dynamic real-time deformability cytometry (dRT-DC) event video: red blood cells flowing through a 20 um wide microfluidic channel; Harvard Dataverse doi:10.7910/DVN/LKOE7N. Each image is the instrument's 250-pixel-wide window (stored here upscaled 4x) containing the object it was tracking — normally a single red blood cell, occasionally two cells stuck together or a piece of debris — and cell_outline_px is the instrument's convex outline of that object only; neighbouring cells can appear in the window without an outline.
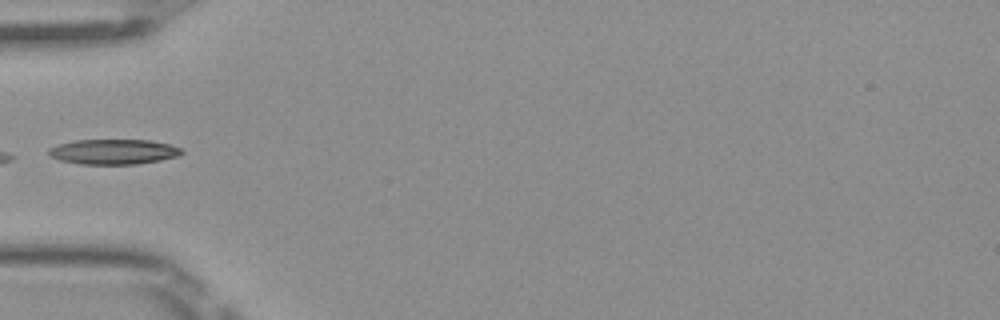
{"species": "Egyptian fruit bat (a non-hibernating species)", "species_latin": "Rousettus aegyptiacus", "temperature_condition": "room temperature", "stored_images_in_passage": 26, "camera_frame_rate_fps": 3000, "um_per_image_px": 0.085, "frame": {"image": 1, "passage_image": 1, "time_ms": 0.0, "image_size_px": [1000, 320], "cell_outline_px": [[184, 152], [180, 156], [160, 160], [136, 164], [80, 164], [60, 160], [52, 156], [48, 152], [48, 148], [60, 144], [76, 140], [152, 140], [168, 144], [180, 148]], "centroid_in_image_um": [9.68, 12.9], "position_along_channel_um": 75.3, "area_um2": 19.36}}